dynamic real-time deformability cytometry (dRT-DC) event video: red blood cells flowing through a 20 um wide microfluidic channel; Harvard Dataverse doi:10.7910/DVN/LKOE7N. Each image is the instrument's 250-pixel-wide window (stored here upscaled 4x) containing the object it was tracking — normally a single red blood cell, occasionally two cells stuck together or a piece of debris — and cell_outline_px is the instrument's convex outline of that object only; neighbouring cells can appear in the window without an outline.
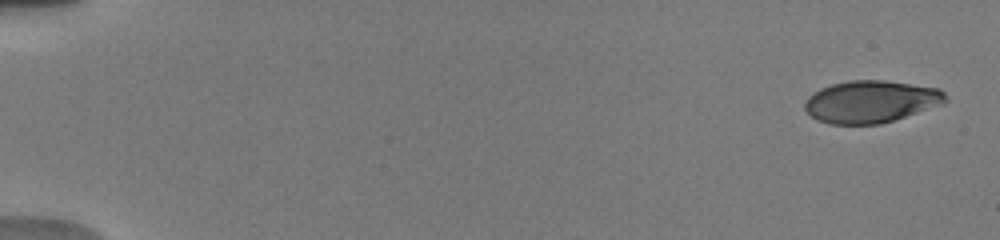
{"species": "human", "species_latin": "Homo sapiens", "temperature_condition": "warm", "stored_images_in_passage": 20, "camera_frame_rate_fps": 3000, "um_per_image_px": 0.085, "donor": {"sex": "male"}, "frame": {"image": 1, "passage_image": 1, "time_ms": 0.0, "image_size_px": [1000, 240], "cell_outline_px": [[948, 100], [944, 104], [880, 124], [828, 124], [816, 120], [804, 108], [804, 104], [808, 96], [820, 88], [832, 84], [848, 80], [884, 80], [940, 88], [948, 96]], "centroid_in_image_um": [74.04, 8.63], "position_along_channel_um": 11.0, "area_um2": 34.8}}
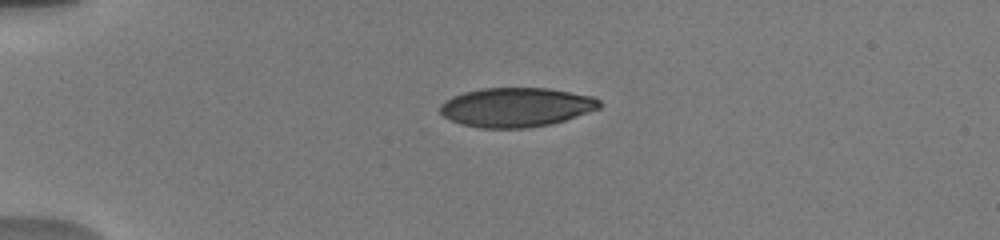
{"frame": {"image": 2, "passage_image": 15, "time_ms": 4.0, "image_size_px": [1000, 240], "cell_outline_px": [[600, 108], [552, 124], [528, 128], [480, 128], [464, 124], [452, 120], [444, 116], [440, 112], [440, 104], [452, 96], [464, 92], [484, 88], [548, 88], [592, 96], [600, 100]], "centroid_in_image_um": [43.88, 9.11], "position_along_channel_um": 41.1, "area_um2": 36.3}}